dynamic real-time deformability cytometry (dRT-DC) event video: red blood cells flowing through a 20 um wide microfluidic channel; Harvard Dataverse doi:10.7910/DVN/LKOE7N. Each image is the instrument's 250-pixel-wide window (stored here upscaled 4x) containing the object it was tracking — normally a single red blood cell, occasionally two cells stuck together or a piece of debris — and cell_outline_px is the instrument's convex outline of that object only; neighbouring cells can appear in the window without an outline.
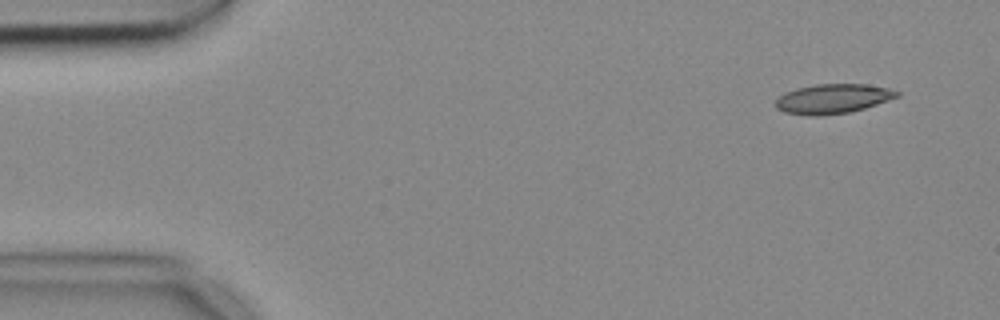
{"species": "common noctule bat (a hibernating species)", "species_latin": "Nyctalus noctula", "temperature_condition": "cold", "stored_images_in_passage": 6, "camera_frame_rate_fps": 3000, "um_per_image_px": 0.085, "animal": {"sex": "female", "body_mass_g": 18.4}, "frame": {"image": 1, "passage_image": 1, "time_ms": 0.0, "image_size_px": [1000, 320], "cell_outline_px": [[900, 96], [864, 108], [848, 112], [820, 116], [816, 116], [784, 112], [776, 108], [776, 100], [780, 96], [796, 88], [816, 84], [868, 84], [888, 88], [900, 92]], "centroid_in_image_um": [70.81, 8.39], "position_along_channel_um": 14.2, "area_um2": 20.69}}
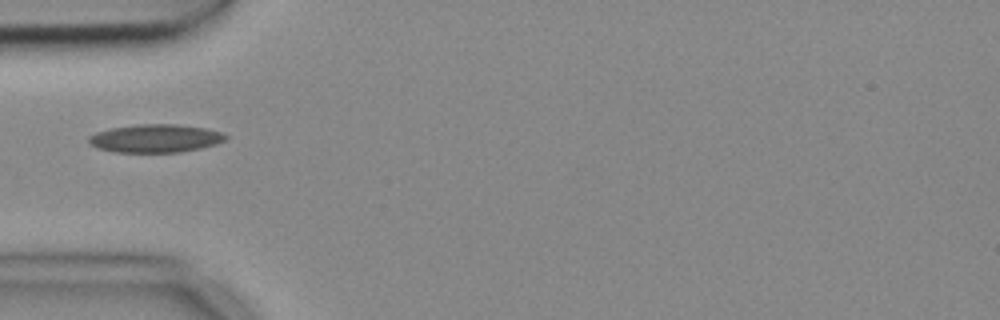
{"frame": {"image": 2, "passage_image": 4, "time_ms": 1.0, "image_size_px": [1000, 320], "cell_outline_px": [[228, 136], [224, 140], [216, 144], [200, 148], [180, 152], [116, 152], [96, 148], [88, 144], [88, 136], [96, 132], [112, 128], [140, 124], [176, 124], [204, 128], [220, 132]], "centroid_in_image_um": [13.16, 11.76], "position_along_channel_um": 71.8, "area_um2": 22.37}}
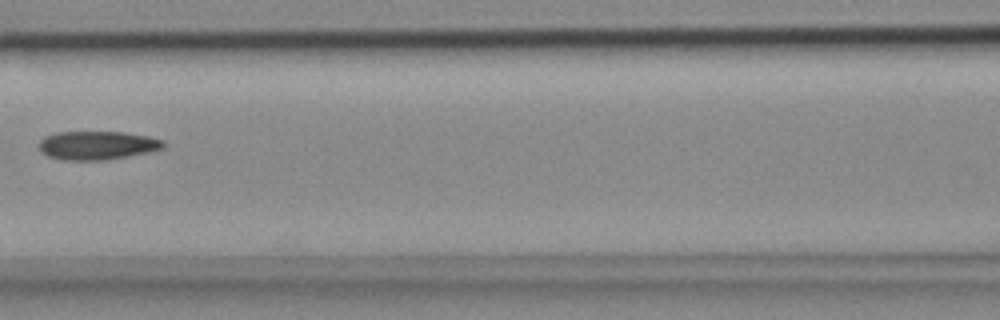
{"frame": {"image": 3, "passage_image": 6, "time_ms": 1.667, "image_size_px": [1000, 320], "cell_outline_px": [[164, 148], [148, 152], [128, 156], [104, 160], [64, 160], [48, 156], [40, 148], [40, 140], [44, 136], [56, 132], [124, 132], [148, 136], [164, 140]], "centroid_in_image_um": [8.28, 12.35], "position_along_channel_um": 158.3, "area_um2": 20.63}}